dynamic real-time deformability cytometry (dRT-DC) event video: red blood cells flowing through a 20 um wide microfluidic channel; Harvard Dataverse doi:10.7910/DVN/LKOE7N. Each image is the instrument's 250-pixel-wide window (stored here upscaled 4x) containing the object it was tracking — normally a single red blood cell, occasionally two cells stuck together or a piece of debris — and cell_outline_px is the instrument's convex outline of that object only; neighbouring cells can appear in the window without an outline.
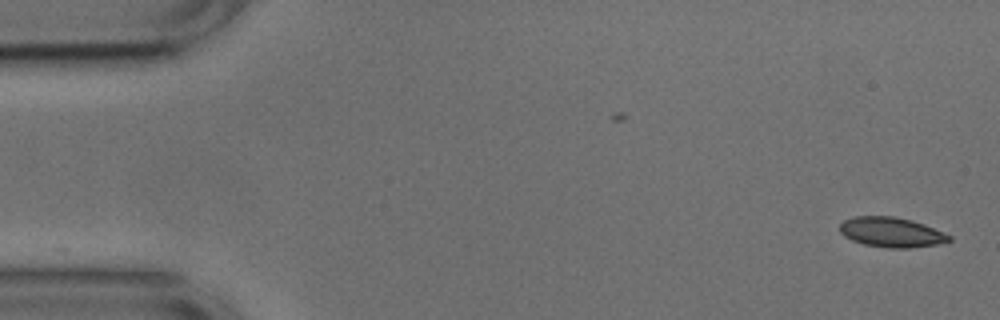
{"species": "common noctule bat (a hibernating species)", "species_latin": "Nyctalus noctula", "temperature_condition": "cold", "stored_images_in_passage": 52, "camera_frame_rate_fps": 3000, "um_per_image_px": 0.085, "animal": {"sex": "male", "body_mass_g": 17.9, "forearm_length_mm": 54.2}, "frame": {"image": 1, "passage_image": 1, "time_ms": 0.0, "image_size_px": [1000, 320], "cell_outline_px": [[952, 240], [936, 244], [908, 248], [888, 248], [864, 244], [852, 240], [844, 236], [840, 232], [840, 224], [844, 220], [856, 216], [896, 216], [912, 220], [924, 224], [952, 236]], "centroid_in_image_um": [75.76, 19.73], "position_along_channel_um": 9.2, "area_um2": 19.02}}
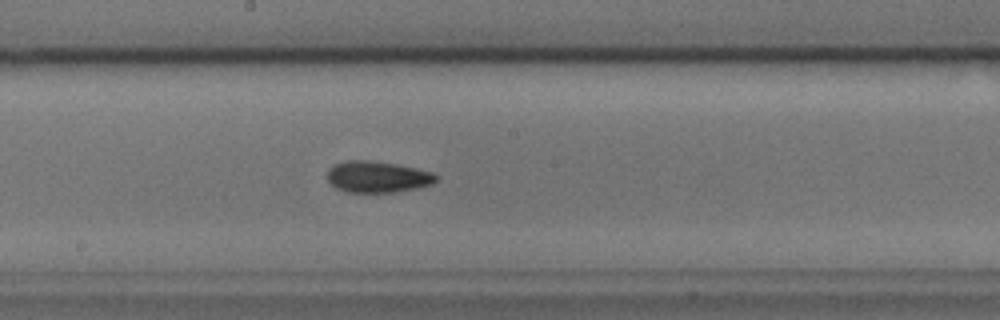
{"frame": {"image": 2, "passage_image": 27, "time_ms": 8.667, "image_size_px": [1000, 320], "cell_outline_px": [[440, 176], [432, 184], [416, 188], [392, 192], [344, 192], [336, 188], [328, 180], [328, 168], [332, 164], [344, 160], [368, 160], [396, 164], [436, 172]], "centroid_in_image_um": [32.09, 15.02], "position_along_channel_um": 216.1, "area_um2": 20.11}}
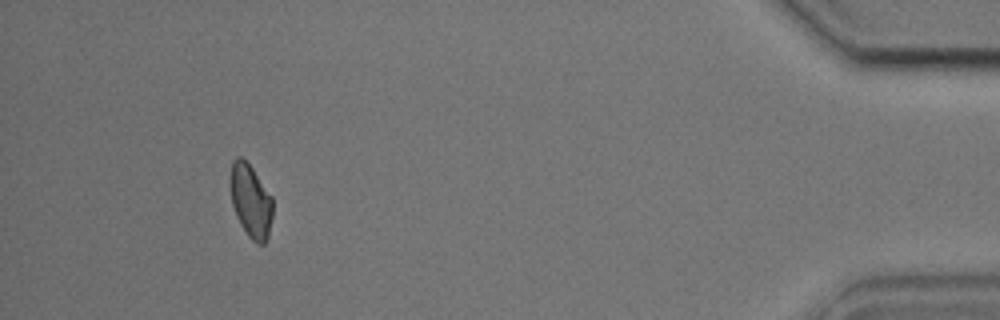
{"frame": {"image": 3, "passage_image": 48, "time_ms": 15.667, "image_size_px": [1000, 320], "cell_outline_px": [[272, 216], [268, 236], [264, 244], [256, 244], [248, 236], [240, 224], [236, 216], [232, 204], [228, 180], [232, 160], [236, 156], [240, 156], [252, 168], [272, 196]], "centroid_in_image_um": [21.28, 17.06], "position_along_channel_um": 413.9, "area_um2": 18.38}, "authors_computed_cell_mechanics": {"area_um2": 18.9295, "velocity_mm_per_s": 3.7709, "shape_relaxation_time_tau1_ms": 2.2818, "shape_relaxation_time_tau2_ms": 4.0713, "deformation_change_tau1": 0.0829, "deformation_change_tau2": 0.0783}}